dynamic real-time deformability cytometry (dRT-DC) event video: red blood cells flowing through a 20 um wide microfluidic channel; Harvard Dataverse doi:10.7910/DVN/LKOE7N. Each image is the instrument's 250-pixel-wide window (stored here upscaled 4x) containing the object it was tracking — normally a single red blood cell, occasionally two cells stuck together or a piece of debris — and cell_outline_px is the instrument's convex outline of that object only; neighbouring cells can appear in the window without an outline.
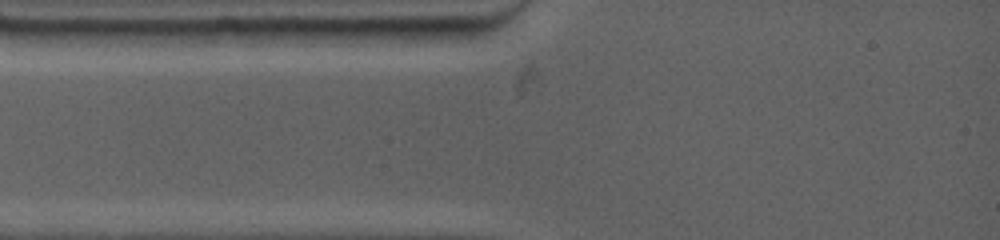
{"species": "common noctule bat (a hibernating species)", "species_latin": "Nyctalus noctula", "temperature_condition": "warm", "stored_images_in_passage": 4, "camera_frame_rate_fps": 4500, "um_per_image_px": 0.085, "animal": {"sex": "female", "body_mass_g": 19.0, "forearm_length_mm": 53.3}, "frame": {"image": 1, "passage_image": 1, "time_ms": 0.0, "image_size_px": [1000, 240], "cell_outline_px": [[308, 28], [304, 44], [208, 44], [204, 36], [204, 32], [216, 28]], "centroid_in_image_um": [21.78, 3.06], "position_along_channel_um": 63.2, "area_um2": 11.5}}